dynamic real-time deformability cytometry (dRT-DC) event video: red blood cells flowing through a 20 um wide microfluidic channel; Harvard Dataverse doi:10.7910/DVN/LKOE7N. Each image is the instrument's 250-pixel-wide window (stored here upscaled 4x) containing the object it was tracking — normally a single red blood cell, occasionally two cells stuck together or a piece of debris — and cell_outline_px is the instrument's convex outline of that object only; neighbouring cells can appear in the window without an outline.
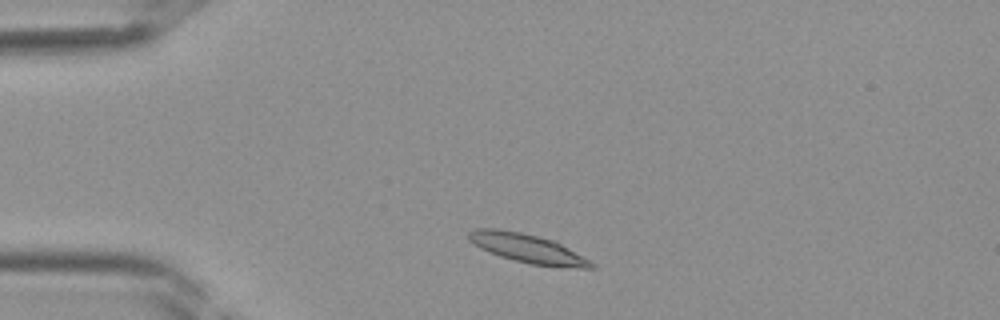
{"species": "Egyptian fruit bat (a non-hibernating species)", "species_latin": "Rousettus aegyptiacus", "temperature_condition": "room temperature", "stored_images_in_passage": 32, "camera_frame_rate_fps": 3000, "um_per_image_px": 0.085, "frame": {"image": 1, "passage_image": 1, "time_ms": 0.0, "image_size_px": [1000, 320], "cell_outline_px": [[596, 268], [580, 268], [532, 264], [500, 256], [488, 252], [480, 248], [468, 240], [468, 232], [476, 228], [500, 228], [520, 232], [556, 240], [596, 264]], "centroid_in_image_um": [44.84, 21.09], "position_along_channel_um": 40.2, "area_um2": 20.69}}
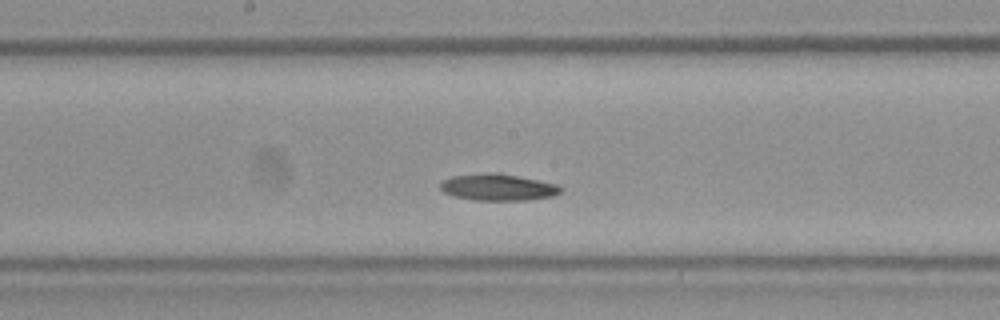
{"frame": {"image": 2, "passage_image": 13, "time_ms": 4.0, "image_size_px": [1000, 320], "cell_outline_px": [[564, 188], [560, 192], [552, 196], [528, 200], [472, 200], [452, 196], [444, 192], [440, 188], [440, 184], [444, 180], [452, 176], [492, 172], [500, 172], [556, 184]], "centroid_in_image_um": [42.32, 15.91], "position_along_channel_um": 205.9, "area_um2": 18.73}}
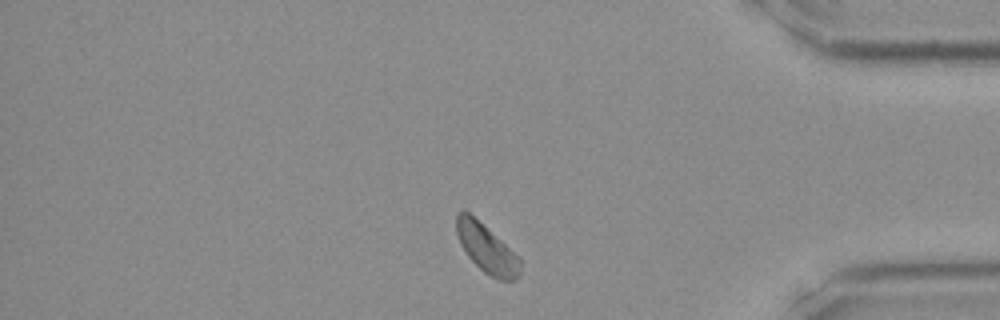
{"frame": {"image": 3, "passage_image": 26, "time_ms": 8.333, "image_size_px": [1000, 320], "cell_outline_px": [[520, 276], [516, 280], [500, 280], [484, 272], [468, 256], [460, 244], [456, 232], [456, 212], [464, 208], [520, 256]], "centroid_in_image_um": [41.36, 21.1], "position_along_channel_um": 393.8, "area_um2": 18.15}}